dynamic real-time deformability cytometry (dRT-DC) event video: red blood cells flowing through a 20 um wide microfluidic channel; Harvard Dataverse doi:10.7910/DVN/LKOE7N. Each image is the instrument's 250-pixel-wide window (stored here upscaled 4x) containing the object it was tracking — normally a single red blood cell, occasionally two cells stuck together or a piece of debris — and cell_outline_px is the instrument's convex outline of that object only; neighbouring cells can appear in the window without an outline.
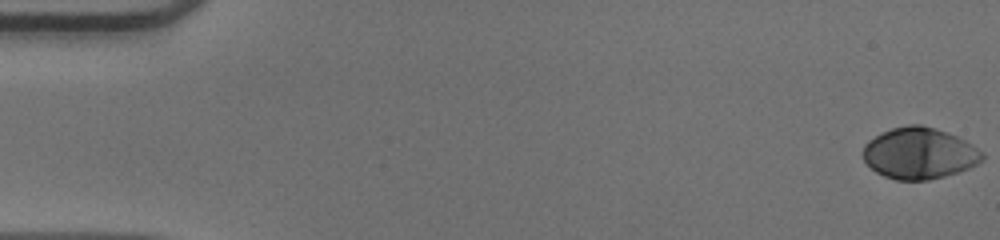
{"species": "human", "species_latin": "Homo sapiens", "temperature_condition": "warm", "stored_images_in_passage": 52, "camera_frame_rate_fps": 3000, "um_per_image_px": 0.085, "donor": {"sex": "male"}, "frame": {"image": 1, "passage_image": 1, "time_ms": 0.0, "image_size_px": [1000, 240], "cell_outline_px": [[984, 160], [968, 168], [944, 176], [928, 180], [896, 180], [884, 176], [876, 172], [864, 160], [860, 152], [864, 144], [868, 140], [892, 128], [908, 124], [920, 124], [956, 136], [972, 144], [984, 152]], "centroid_in_image_um": [78.12, 13.03], "position_along_channel_um": 6.9, "area_um2": 35.6}}
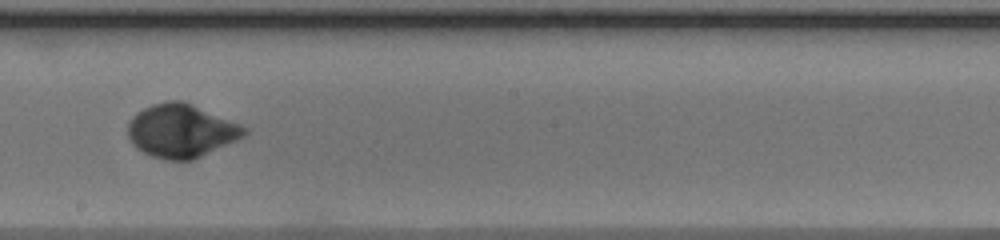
{"frame": {"image": 2, "passage_image": 30, "time_ms": 9.667, "image_size_px": [1000, 240], "cell_outline_px": [[248, 132], [244, 136], [236, 140], [192, 160], [164, 160], [152, 156], [136, 148], [132, 144], [128, 136], [128, 120], [136, 112], [152, 104], [168, 100], [184, 100], [240, 124], [248, 128]], "centroid_in_image_um": [15.38, 11.1], "position_along_channel_um": 232.8, "area_um2": 36.3}}
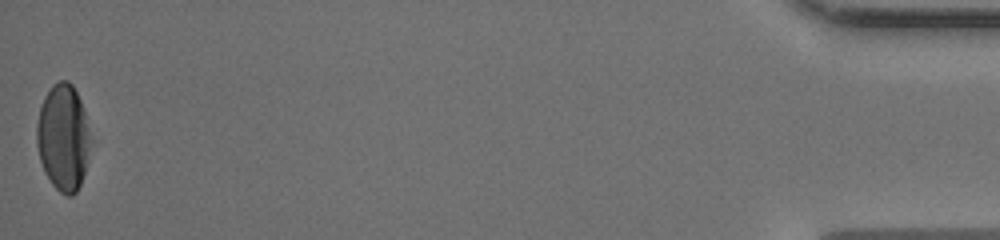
{"frame": {"image": 3, "passage_image": 52, "time_ms": 17.0, "image_size_px": [1000, 240], "cell_outline_px": [[92, 140], [84, 172], [80, 184], [76, 192], [72, 196], [68, 196], [60, 192], [52, 184], [44, 172], [40, 160], [36, 144], [36, 124], [40, 104], [44, 96], [52, 84], [60, 80], [68, 80], [72, 84], [80, 100], [84, 112]], "centroid_in_image_um": [5.35, 11.67], "position_along_channel_um": 429.8, "area_um2": 33.64}, "authors_computed_cell_mechanics": {"area_um2": 34.8245, "velocity_mm_per_s": 3.9786, "shape_relaxation_time_tau1_ms": 3.4022, "shape_relaxation_time_tau2_ms": null, "deformation_change_tau1": 0.1921, "deformation_change_tau2": null}}